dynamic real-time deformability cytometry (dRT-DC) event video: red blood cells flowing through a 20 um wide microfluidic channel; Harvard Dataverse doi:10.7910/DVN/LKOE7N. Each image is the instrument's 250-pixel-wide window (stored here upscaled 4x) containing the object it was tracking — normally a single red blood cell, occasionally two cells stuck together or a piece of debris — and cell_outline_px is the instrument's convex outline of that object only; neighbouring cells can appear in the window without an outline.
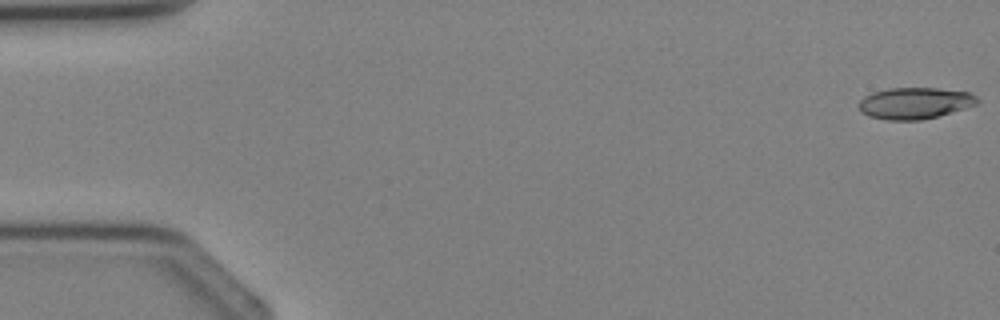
{"species": "Egyptian fruit bat (a non-hibernating species)", "species_latin": "Rousettus aegyptiacus", "temperature_condition": "cold", "stored_images_in_passage": 3, "camera_frame_rate_fps": 3000, "um_per_image_px": 0.085, "animal": {"sex": "female"}, "frame": {"image": 1, "passage_image": 1, "time_ms": 0.0, "image_size_px": [1000, 320], "cell_outline_px": [[980, 100], [976, 104], [964, 108], [936, 116], [920, 120], [888, 120], [868, 116], [860, 112], [856, 104], [864, 96], [872, 92], [888, 88], [936, 88], [968, 92], [976, 96]], "centroid_in_image_um": [77.69, 8.76], "position_along_channel_um": 7.3, "area_um2": 21.73}}